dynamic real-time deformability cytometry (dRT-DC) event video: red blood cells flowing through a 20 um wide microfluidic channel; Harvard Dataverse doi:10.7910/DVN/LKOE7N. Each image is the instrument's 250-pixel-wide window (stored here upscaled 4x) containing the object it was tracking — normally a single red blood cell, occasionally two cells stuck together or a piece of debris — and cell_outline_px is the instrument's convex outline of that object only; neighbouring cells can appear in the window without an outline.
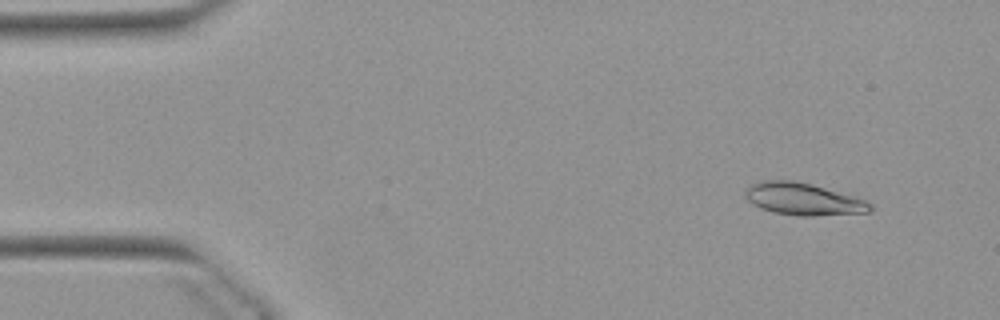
{"species": "Egyptian fruit bat (a non-hibernating species)", "species_latin": "Rousettus aegyptiacus", "temperature_condition": "warm", "stored_images_in_passage": 52, "camera_frame_rate_fps": 3000, "um_per_image_px": 0.085, "animal": {"sex": "female"}, "frame": {"image": 1, "passage_image": 5, "time_ms": 1.333, "image_size_px": [1000, 320], "cell_outline_px": [[872, 212], [816, 216], [800, 216], [772, 212], [760, 208], [752, 204], [744, 196], [744, 188], [752, 184], [764, 180], [792, 180], [812, 184], [852, 196], [864, 200], [872, 204]], "centroid_in_image_um": [68.24, 16.93], "position_along_channel_um": 16.8, "area_um2": 23.52}}
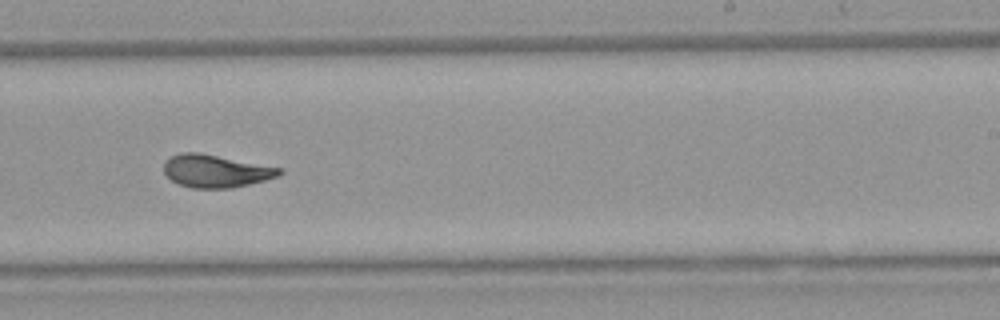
{"frame": {"image": 2, "passage_image": 32, "time_ms": 10.333, "image_size_px": [1000, 320], "cell_outline_px": [[284, 172], [280, 176], [232, 188], [192, 188], [180, 184], [172, 180], [164, 172], [164, 164], [172, 156], [180, 152], [200, 152], [284, 168]], "centroid_in_image_um": [18.4, 14.53], "position_along_channel_um": 270.6, "area_um2": 22.08}}
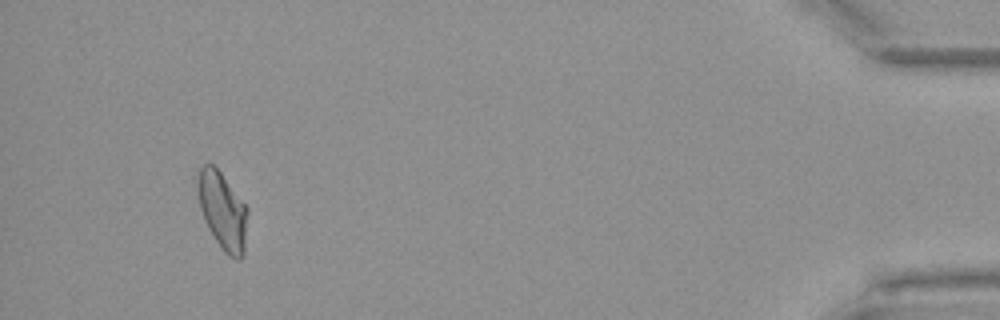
{"frame": {"image": 3, "passage_image": 49, "time_ms": 16.0, "image_size_px": [1000, 320], "cell_outline_px": [[248, 212], [244, 256], [240, 260], [236, 260], [228, 256], [224, 252], [208, 228], [204, 220], [200, 208], [196, 184], [196, 180], [200, 168], [204, 164], [212, 164], [220, 172], [248, 208]], "centroid_in_image_um": [18.92, 17.95], "position_along_channel_um": 416.3, "area_um2": 22.6}, "authors_computed_cell_mechanics": {"area_um2": 22.1952, "velocity_mm_per_s": 3.8898, "shape_relaxation_time_tau1_ms": 7.1846, "shape_relaxation_time_tau2_ms": 1.9374, "deformation_change_tau1": 0.2116, "deformation_change_tau2": 0.0778}}